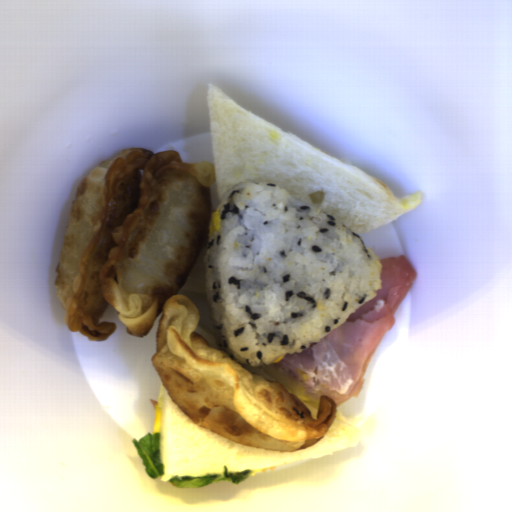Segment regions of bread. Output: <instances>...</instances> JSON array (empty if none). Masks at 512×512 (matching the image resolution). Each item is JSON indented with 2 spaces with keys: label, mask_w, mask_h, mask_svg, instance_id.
Masks as SVG:
<instances>
[{
  "label": "bread",
  "mask_w": 512,
  "mask_h": 512,
  "mask_svg": "<svg viewBox=\"0 0 512 512\" xmlns=\"http://www.w3.org/2000/svg\"><path fill=\"white\" fill-rule=\"evenodd\" d=\"M210 235H207L205 245L186 281L178 293L199 295L207 297L203 256L206 251Z\"/></svg>",
  "instance_id": "b6be36c0"
},
{
  "label": "bread",
  "mask_w": 512,
  "mask_h": 512,
  "mask_svg": "<svg viewBox=\"0 0 512 512\" xmlns=\"http://www.w3.org/2000/svg\"><path fill=\"white\" fill-rule=\"evenodd\" d=\"M218 202L240 182H267L353 232L371 231L422 204V191L396 198L386 184L267 122L207 85Z\"/></svg>",
  "instance_id": "8d2b1439"
},
{
  "label": "bread",
  "mask_w": 512,
  "mask_h": 512,
  "mask_svg": "<svg viewBox=\"0 0 512 512\" xmlns=\"http://www.w3.org/2000/svg\"><path fill=\"white\" fill-rule=\"evenodd\" d=\"M362 432L337 418L324 436L292 452L261 449L231 442L195 423L165 389L159 430L160 456L168 481L173 476H207L229 471H252L285 463L328 456L356 446Z\"/></svg>",
  "instance_id": "cb027b5d"
}]
</instances>
